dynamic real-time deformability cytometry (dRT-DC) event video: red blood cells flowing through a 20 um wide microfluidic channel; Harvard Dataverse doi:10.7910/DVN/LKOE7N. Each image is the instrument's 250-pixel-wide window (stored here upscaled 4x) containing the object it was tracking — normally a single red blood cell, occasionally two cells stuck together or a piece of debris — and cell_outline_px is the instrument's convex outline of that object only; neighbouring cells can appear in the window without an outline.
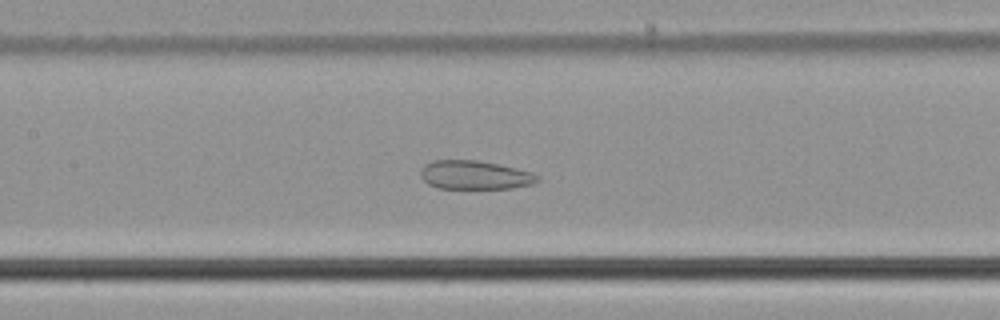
{"species": "common noctule bat (a hibernating species)", "species_latin": "Nyctalus noctula", "temperature_condition": "cold", "stored_images_in_passage": 55, "camera_frame_rate_fps": 3000, "um_per_image_px": 0.085, "animal": {"sex": "male", "body_mass_g": 21.5, "forearm_length_mm": 52.0}, "frame": {"image": 1, "passage_image": 26, "time_ms": 8.333, "image_size_px": [1000, 320], "cell_outline_px": [[540, 180], [532, 184], [512, 188], [436, 188], [428, 184], [420, 176], [420, 172], [424, 164], [432, 160], [476, 160], [500, 164], [532, 172], [540, 176]], "centroid_in_image_um": [40.36, 14.87], "position_along_channel_um": 167.0, "area_um2": 19.71}}
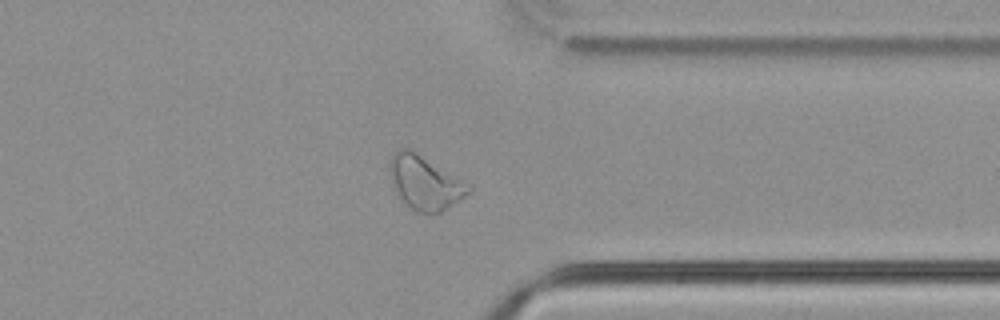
{"frame": {"image": 2, "passage_image": 43, "time_ms": 14.0, "image_size_px": [1000, 320], "cell_outline_px": [[472, 192], [440, 212], [416, 212], [404, 204], [396, 192], [392, 184], [388, 168], [392, 152], [400, 148], [408, 148], [416, 152], [456, 176], [472, 188]], "centroid_in_image_um": [36.07, 15.51], "position_along_channel_um": 375.3, "area_um2": 24.51}}
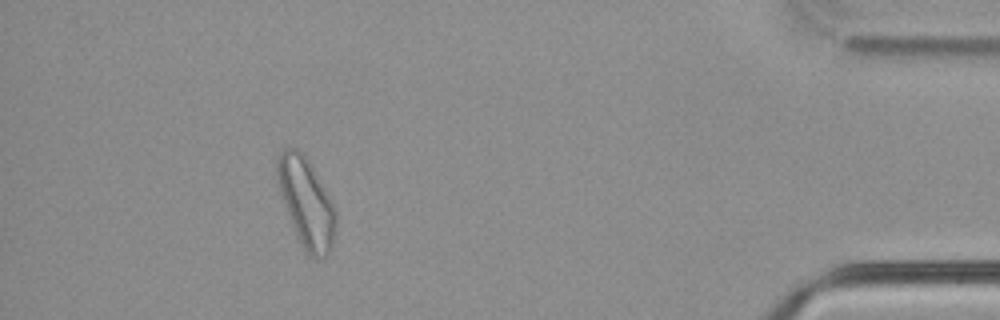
{"frame": {"image": 3, "passage_image": 50, "time_ms": 16.333, "image_size_px": [1000, 320], "cell_outline_px": [[336, 228], [332, 248], [324, 256], [316, 260], [304, 248], [296, 232], [280, 192], [276, 176], [276, 160], [280, 152], [284, 148], [296, 148], [308, 160], [324, 188], [336, 212]], "centroid_in_image_um": [26.03, 17.21], "position_along_channel_um": 409.2, "area_um2": 29.59}, "authors_computed_cell_mechanics": {"area_um2": 27.166, "velocity_mm_per_s": 3.7336, "shape_relaxation_time_tau1_ms": null, "shape_relaxation_time_tau2_ms": 2.7235, "deformation_change_tau1": null, "deformation_change_tau2": 0.0975}}